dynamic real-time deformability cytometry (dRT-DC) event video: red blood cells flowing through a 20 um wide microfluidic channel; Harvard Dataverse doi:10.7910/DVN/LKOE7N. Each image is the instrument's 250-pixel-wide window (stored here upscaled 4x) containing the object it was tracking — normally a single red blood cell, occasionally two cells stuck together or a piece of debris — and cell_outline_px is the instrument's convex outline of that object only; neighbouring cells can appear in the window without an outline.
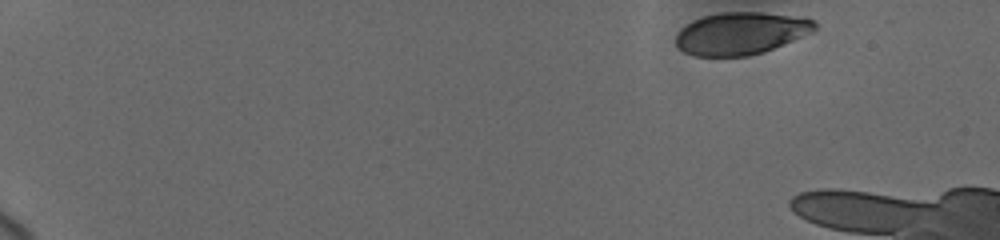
{"species": "human", "species_latin": "Homo sapiens", "temperature_condition": "cold", "stored_images_in_passage": 10, "segment_of_instrument_passage": [1, 2], "camera_frame_rate_fps": 3000, "um_per_image_px": 0.085, "donor": {"sex": "female"}, "frame": {"image": 1, "passage_image": 1, "time_ms": 0.0, "image_size_px": [1000, 240], "cell_outline_px": [[816, 28], [812, 32], [764, 52], [748, 56], [696, 56], [684, 52], [676, 44], [676, 36], [680, 28], [692, 20], [704, 16], [724, 12], [760, 12], [804, 16], [812, 20], [816, 24]], "centroid_in_image_um": [62.97, 2.82], "position_along_channel_um": 22.0, "area_um2": 34.33}}
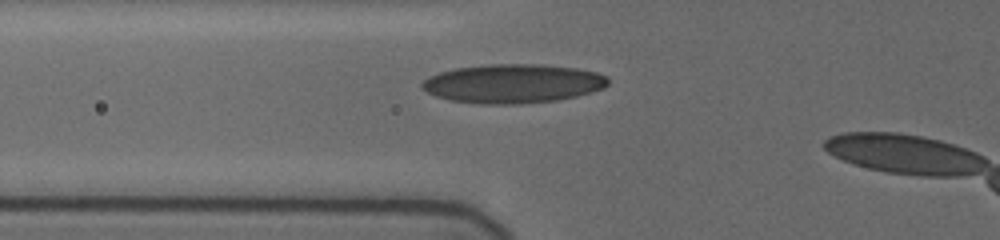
{"frame": {"image": 2, "passage_image": 9, "time_ms": 5.667, "image_size_px": [1000, 240], "cell_outline_px": [[608, 84], [604, 88], [592, 92], [576, 96], [556, 100], [520, 104], [480, 104], [452, 100], [436, 96], [428, 92], [420, 84], [428, 76], [440, 72], [456, 68], [488, 64], [536, 64], [576, 68], [596, 72], [608, 76]], "centroid_in_image_um": [43.61, 7.1], "position_along_channel_um": 82.2, "area_um2": 42.19}}